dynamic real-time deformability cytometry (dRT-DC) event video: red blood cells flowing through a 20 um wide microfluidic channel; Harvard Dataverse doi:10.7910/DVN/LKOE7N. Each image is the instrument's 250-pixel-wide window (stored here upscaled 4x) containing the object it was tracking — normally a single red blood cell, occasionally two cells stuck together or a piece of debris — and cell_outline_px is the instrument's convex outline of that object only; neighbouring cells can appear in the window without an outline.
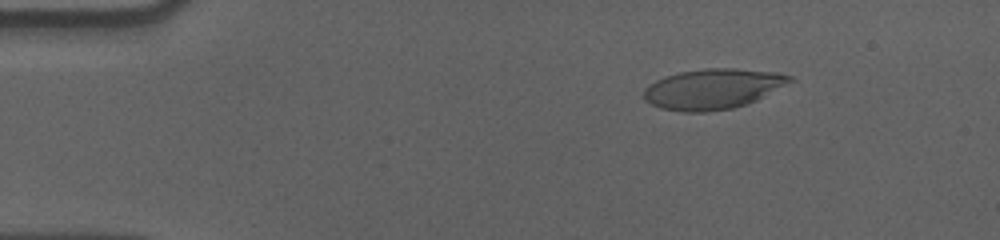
{"species": "human", "species_latin": "Homo sapiens", "temperature_condition": "cold", "stored_images_in_passage": 58, "camera_frame_rate_fps": 3000, "um_per_image_px": 0.085, "donor": {"sex": "male"}, "frame": {"image": 1, "passage_image": 9, "time_ms": 2.667, "image_size_px": [1000, 240], "cell_outline_px": [[796, 80], [756, 100], [732, 108], [704, 112], [684, 112], [660, 108], [644, 100], [644, 88], [648, 84], [656, 80], [680, 72], [704, 68], [736, 68], [776, 72], [792, 76]], "centroid_in_image_um": [60.6, 7.55], "position_along_channel_um": 24.4, "area_um2": 34.28}}
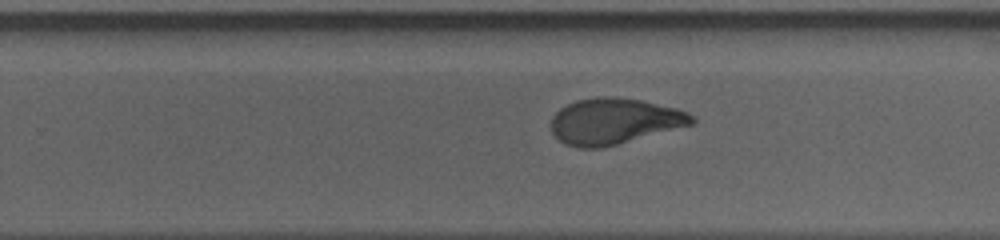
{"frame": {"image": 2, "passage_image": 37, "time_ms": 12.0, "image_size_px": [1000, 240], "cell_outline_px": [[696, 120], [692, 124], [616, 144], [600, 148], [580, 148], [564, 144], [552, 132], [552, 116], [560, 108], [576, 100], [596, 96], [612, 96], [640, 100], [676, 108], [688, 112]], "centroid_in_image_um": [52.17, 10.29], "position_along_channel_um": 277.6, "area_um2": 37.34}}
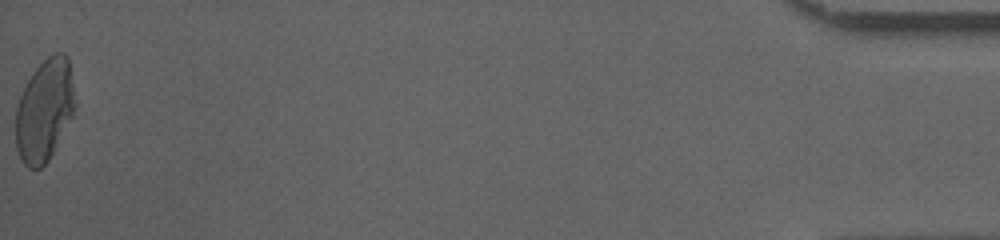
{"frame": {"image": 3, "passage_image": 58, "time_ms": 19.0, "image_size_px": [1000, 240], "cell_outline_px": [[72, 116], [48, 160], [40, 168], [28, 168], [24, 164], [16, 148], [16, 108], [20, 96], [32, 72], [48, 56], [56, 52], [64, 52], [68, 56], [72, 88]], "centroid_in_image_um": [3.74, 9.37], "position_along_channel_um": 431.5, "area_um2": 34.39}, "authors_computed_cell_mechanics": {"area_um2": 36.9342, "velocity_mm_per_s": 3.573, "shape_relaxation_time_tau1_ms": 6.2, "shape_relaxation_time_tau2_ms": 1.2246, "deformation_change_tau1": 0.2119, "deformation_change_tau2": 0.0642}}